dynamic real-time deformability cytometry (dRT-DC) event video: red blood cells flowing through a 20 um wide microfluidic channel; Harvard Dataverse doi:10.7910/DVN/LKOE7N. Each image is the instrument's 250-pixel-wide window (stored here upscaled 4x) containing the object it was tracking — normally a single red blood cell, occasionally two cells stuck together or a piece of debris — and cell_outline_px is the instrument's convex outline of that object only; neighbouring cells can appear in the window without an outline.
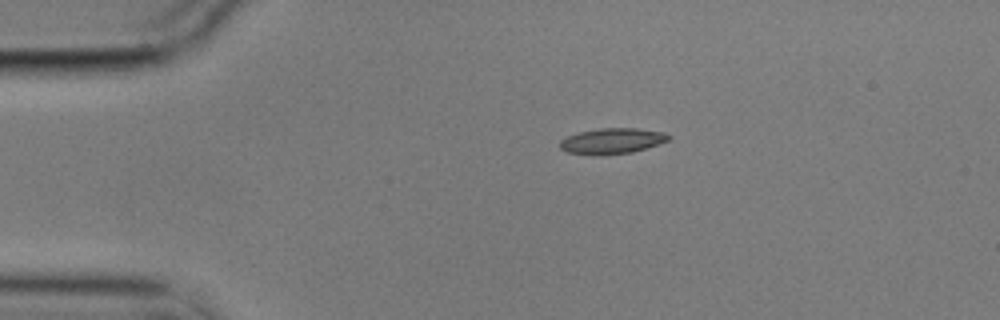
{"species": "common noctule bat (a hibernating species)", "species_latin": "Nyctalus noctula", "temperature_condition": "cold", "stored_images_in_passage": 46, "camera_frame_rate_fps": 3000, "um_per_image_px": 0.085, "animal": {"sex": "male", "body_mass_g": 17.9}, "frame": {"image": 1, "passage_image": 1, "time_ms": 0.0, "image_size_px": [1000, 320], "cell_outline_px": [[672, 136], [668, 140], [632, 152], [600, 156], [592, 156], [568, 152], [560, 148], [560, 140], [568, 136], [580, 132], [600, 128], [636, 128], [664, 132]], "centroid_in_image_um": [52.0, 11.99], "position_along_channel_um": 33.0, "area_um2": 16.24}}
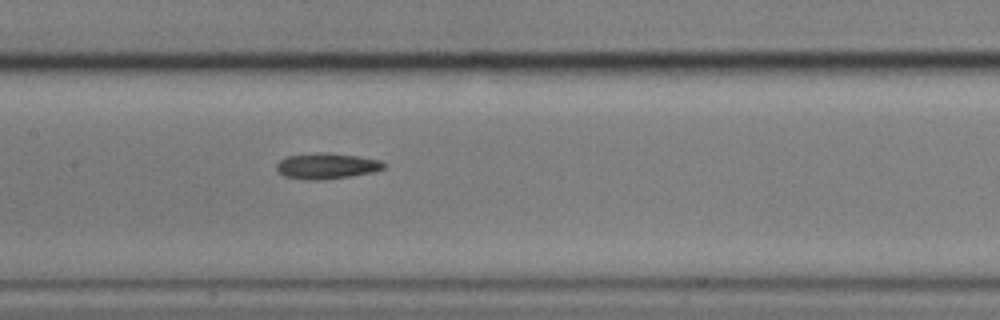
{"frame": {"image": 2, "passage_image": 17, "time_ms": 5.333, "image_size_px": [1000, 320], "cell_outline_px": [[384, 168], [372, 172], [352, 176], [320, 180], [304, 180], [284, 176], [276, 172], [276, 164], [280, 160], [288, 156], [320, 152], [328, 152], [356, 156], [380, 160], [384, 164]], "centroid_in_image_um": [27.71, 14.11], "position_along_channel_um": 179.7, "area_um2": 16.18}}
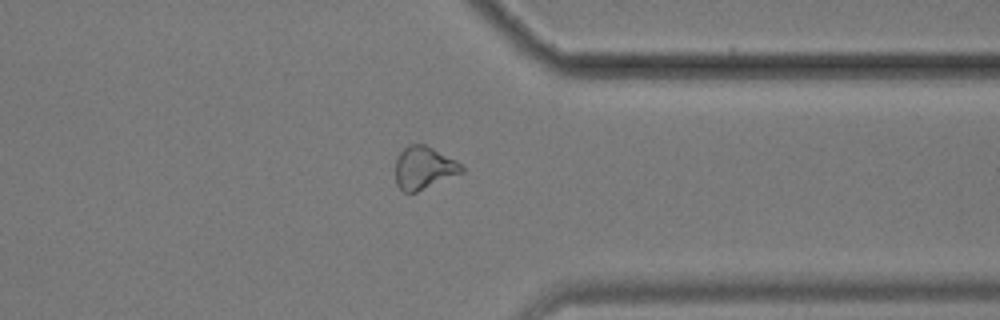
{"frame": {"image": 3, "passage_image": 34, "time_ms": 11.0, "image_size_px": [1000, 320], "cell_outline_px": [[464, 172], [416, 192], [404, 192], [396, 184], [396, 156], [408, 144], [424, 144], [456, 160], [464, 168]], "centroid_in_image_um": [36.02, 14.26], "position_along_channel_um": 375.4, "area_um2": 16.36}}